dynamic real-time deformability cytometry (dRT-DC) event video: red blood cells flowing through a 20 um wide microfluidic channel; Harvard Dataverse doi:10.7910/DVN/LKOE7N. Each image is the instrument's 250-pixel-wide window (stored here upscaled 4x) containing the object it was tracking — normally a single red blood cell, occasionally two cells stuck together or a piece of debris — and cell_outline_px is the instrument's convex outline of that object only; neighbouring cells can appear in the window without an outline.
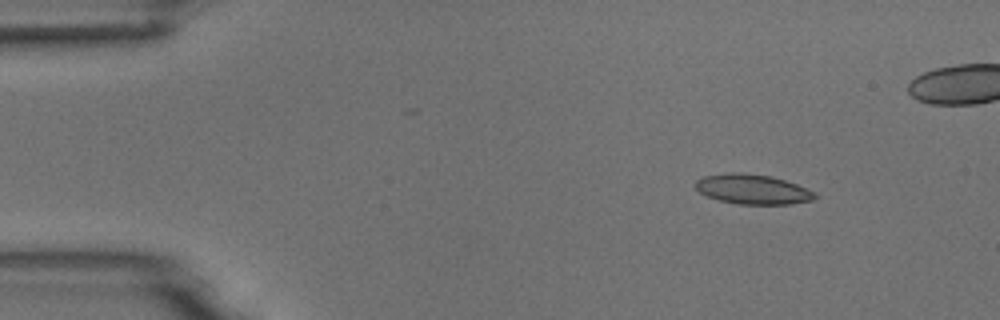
{"species": "common noctule bat (a hibernating species)", "species_latin": "Nyctalus noctula", "temperature_condition": "room temperature", "stored_images_in_passage": 5, "camera_frame_rate_fps": 3000, "um_per_image_px": 0.085, "animal": {"sex": "male", "body_mass_g": 18.8}, "frame": {"image": 1, "passage_image": 2, "time_ms": 1.333, "image_size_px": [1000, 320], "cell_outline_px": [[816, 196], [812, 200], [788, 204], [740, 204], [720, 200], [708, 196], [700, 192], [696, 188], [696, 180], [704, 176], [728, 172], [740, 172], [772, 176], [796, 184], [816, 192]], "centroid_in_image_um": [63.97, 16.07], "position_along_channel_um": 21.0, "area_um2": 20.58}}